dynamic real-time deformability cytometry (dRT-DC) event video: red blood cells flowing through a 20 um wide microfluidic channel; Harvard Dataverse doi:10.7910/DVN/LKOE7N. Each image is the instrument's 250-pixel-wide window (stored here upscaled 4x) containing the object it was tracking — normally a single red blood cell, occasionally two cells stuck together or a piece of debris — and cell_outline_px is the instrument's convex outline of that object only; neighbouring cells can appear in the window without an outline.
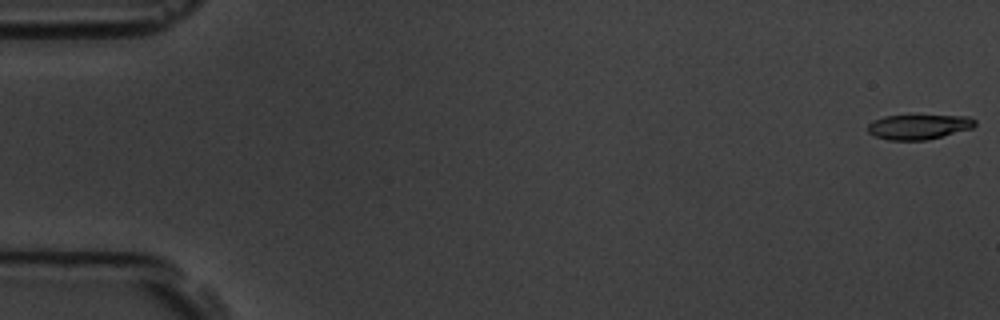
{"species": "common noctule bat (a hibernating species)", "species_latin": "Nyctalus noctula", "temperature_condition": "room temperature", "stored_images_in_passage": 5, "camera_frame_rate_fps": 3000, "um_per_image_px": 0.085, "animal": {"sex": "male", "body_mass_g": 19.5, "forearm_length_mm": 54.6}, "frame": {"image": 1, "passage_image": 1, "time_ms": 0.0, "image_size_px": [1000, 320], "cell_outline_px": [[976, 124], [972, 128], [928, 140], [888, 140], [876, 136], [868, 132], [868, 124], [872, 120], [884, 116], [968, 116], [976, 120]], "centroid_in_image_um": [78.08, 10.78], "position_along_channel_um": 6.9, "area_um2": 15.43}}
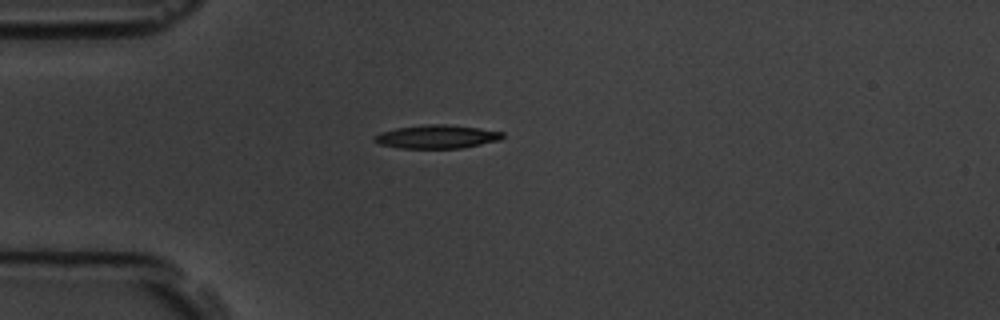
{"frame": {"image": 2, "passage_image": 5, "time_ms": 4.667, "image_size_px": [1000, 320], "cell_outline_px": [[504, 136], [500, 140], [460, 148], [400, 148], [380, 144], [372, 140], [372, 136], [380, 132], [396, 128], [428, 124], [444, 124], [476, 128], [504, 132]], "centroid_in_image_um": [37.08, 11.62], "position_along_channel_um": 47.9, "area_um2": 17.4}}